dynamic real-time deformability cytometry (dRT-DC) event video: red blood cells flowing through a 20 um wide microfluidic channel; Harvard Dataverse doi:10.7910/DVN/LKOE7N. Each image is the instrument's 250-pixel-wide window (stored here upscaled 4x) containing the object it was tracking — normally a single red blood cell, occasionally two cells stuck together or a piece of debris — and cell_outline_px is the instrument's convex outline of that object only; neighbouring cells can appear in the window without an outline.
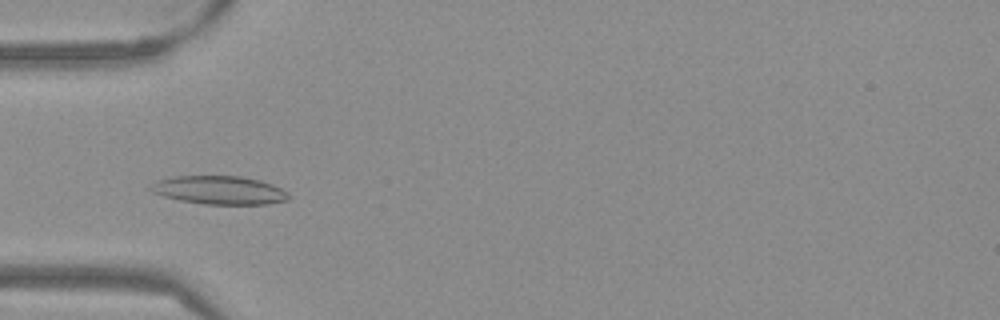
{"species": "Egyptian fruit bat (a non-hibernating species)", "species_latin": "Rousettus aegyptiacus", "temperature_condition": "warm", "stored_images_in_passage": 51, "camera_frame_rate_fps": 3000, "um_per_image_px": 0.085, "frame": {"image": 1, "passage_image": 15, "time_ms": 4.667, "image_size_px": [1000, 320], "cell_outline_px": [[288, 200], [268, 204], [204, 204], [180, 200], [164, 196], [152, 192], [148, 188], [148, 184], [172, 176], [240, 176], [260, 180], [272, 184], [288, 192]], "centroid_in_image_um": [18.62, 16.16], "position_along_channel_um": 66.4, "area_um2": 22.83}}
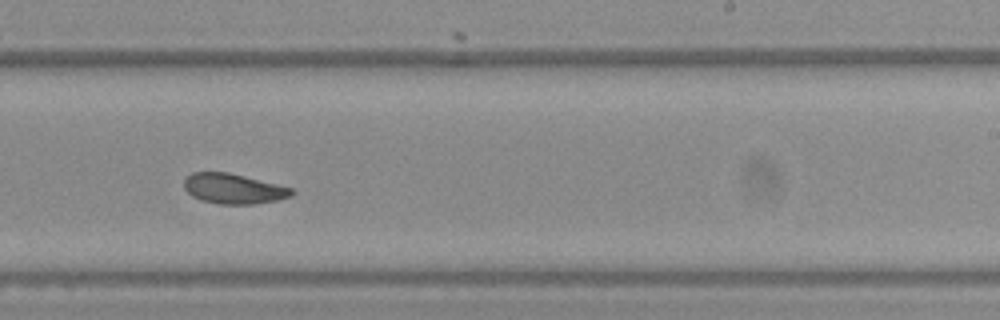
{"frame": {"image": 2, "passage_image": 31, "time_ms": 10.0, "image_size_px": [1000, 320], "cell_outline_px": [[292, 196], [276, 200], [252, 204], [220, 204], [200, 200], [192, 196], [184, 188], [184, 180], [192, 172], [228, 172], [292, 188]], "centroid_in_image_um": [19.81, 16.04], "position_along_channel_um": 269.2, "area_um2": 18.67}}
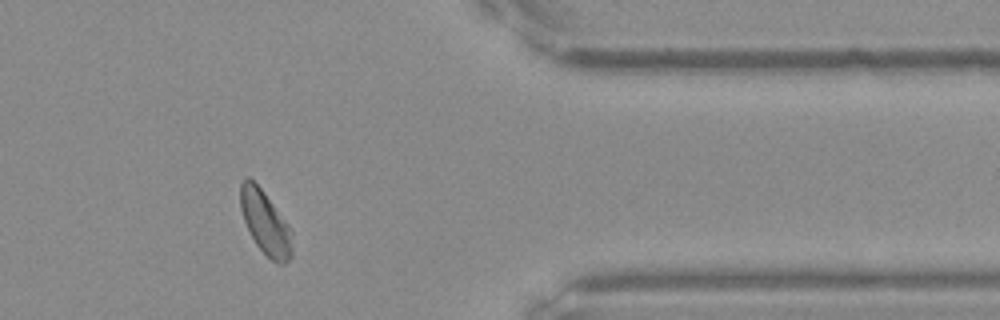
{"frame": {"image": 3, "passage_image": 42, "time_ms": 13.667, "image_size_px": [1000, 320], "cell_outline_px": [[292, 256], [284, 264], [276, 264], [256, 244], [244, 220], [240, 208], [240, 184], [248, 176], [264, 192], [288, 224], [292, 232]], "centroid_in_image_um": [22.57, 18.94], "position_along_channel_um": 388.8, "area_um2": 18.96}, "authors_computed_cell_mechanics": {"area_um2": 19.8254, "velocity_mm_per_s": 3.8007, "shape_relaxation_time_tau1_ms": 6.1303, "shape_relaxation_time_tau2_ms": 4.3366, "deformation_change_tau1": 0.1231, "deformation_change_tau2": 0.0889}}